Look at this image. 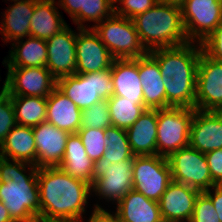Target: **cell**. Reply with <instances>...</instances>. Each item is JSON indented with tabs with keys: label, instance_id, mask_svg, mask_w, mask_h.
<instances>
[{
	"label": "cell",
	"instance_id": "cell-37",
	"mask_svg": "<svg viewBox=\"0 0 222 222\" xmlns=\"http://www.w3.org/2000/svg\"><path fill=\"white\" fill-rule=\"evenodd\" d=\"M114 13L129 19H133L137 15L144 13L152 8L157 0H114ZM119 4L120 7L118 6Z\"/></svg>",
	"mask_w": 222,
	"mask_h": 222
},
{
	"label": "cell",
	"instance_id": "cell-35",
	"mask_svg": "<svg viewBox=\"0 0 222 222\" xmlns=\"http://www.w3.org/2000/svg\"><path fill=\"white\" fill-rule=\"evenodd\" d=\"M77 133L81 137L88 157L93 162L102 158L107 148L104 143L105 129L80 128Z\"/></svg>",
	"mask_w": 222,
	"mask_h": 222
},
{
	"label": "cell",
	"instance_id": "cell-9",
	"mask_svg": "<svg viewBox=\"0 0 222 222\" xmlns=\"http://www.w3.org/2000/svg\"><path fill=\"white\" fill-rule=\"evenodd\" d=\"M133 173V189L157 202L172 181L167 158L157 154L134 156Z\"/></svg>",
	"mask_w": 222,
	"mask_h": 222
},
{
	"label": "cell",
	"instance_id": "cell-1",
	"mask_svg": "<svg viewBox=\"0 0 222 222\" xmlns=\"http://www.w3.org/2000/svg\"><path fill=\"white\" fill-rule=\"evenodd\" d=\"M40 222H82L91 184L60 167L38 168ZM86 205V207H85Z\"/></svg>",
	"mask_w": 222,
	"mask_h": 222
},
{
	"label": "cell",
	"instance_id": "cell-5",
	"mask_svg": "<svg viewBox=\"0 0 222 222\" xmlns=\"http://www.w3.org/2000/svg\"><path fill=\"white\" fill-rule=\"evenodd\" d=\"M57 88L81 110L114 95L111 69L59 78Z\"/></svg>",
	"mask_w": 222,
	"mask_h": 222
},
{
	"label": "cell",
	"instance_id": "cell-6",
	"mask_svg": "<svg viewBox=\"0 0 222 222\" xmlns=\"http://www.w3.org/2000/svg\"><path fill=\"white\" fill-rule=\"evenodd\" d=\"M133 163L134 156L118 163L104 162L103 158L94 161L92 193L116 205L133 189Z\"/></svg>",
	"mask_w": 222,
	"mask_h": 222
},
{
	"label": "cell",
	"instance_id": "cell-47",
	"mask_svg": "<svg viewBox=\"0 0 222 222\" xmlns=\"http://www.w3.org/2000/svg\"><path fill=\"white\" fill-rule=\"evenodd\" d=\"M0 79H1V78H0ZM3 90H4V86H2L1 91H0V94L3 92Z\"/></svg>",
	"mask_w": 222,
	"mask_h": 222
},
{
	"label": "cell",
	"instance_id": "cell-8",
	"mask_svg": "<svg viewBox=\"0 0 222 222\" xmlns=\"http://www.w3.org/2000/svg\"><path fill=\"white\" fill-rule=\"evenodd\" d=\"M167 160L172 181L188 185L200 192L215 186L205 154L195 148L188 145L171 154Z\"/></svg>",
	"mask_w": 222,
	"mask_h": 222
},
{
	"label": "cell",
	"instance_id": "cell-28",
	"mask_svg": "<svg viewBox=\"0 0 222 222\" xmlns=\"http://www.w3.org/2000/svg\"><path fill=\"white\" fill-rule=\"evenodd\" d=\"M94 162L88 157L78 133L69 134L60 168L72 177L92 184Z\"/></svg>",
	"mask_w": 222,
	"mask_h": 222
},
{
	"label": "cell",
	"instance_id": "cell-11",
	"mask_svg": "<svg viewBox=\"0 0 222 222\" xmlns=\"http://www.w3.org/2000/svg\"><path fill=\"white\" fill-rule=\"evenodd\" d=\"M3 82L10 96L48 98L57 87V79L46 67H7Z\"/></svg>",
	"mask_w": 222,
	"mask_h": 222
},
{
	"label": "cell",
	"instance_id": "cell-19",
	"mask_svg": "<svg viewBox=\"0 0 222 222\" xmlns=\"http://www.w3.org/2000/svg\"><path fill=\"white\" fill-rule=\"evenodd\" d=\"M138 74L143 89V102L147 109L166 108L164 77L158 63L146 54L138 58Z\"/></svg>",
	"mask_w": 222,
	"mask_h": 222
},
{
	"label": "cell",
	"instance_id": "cell-22",
	"mask_svg": "<svg viewBox=\"0 0 222 222\" xmlns=\"http://www.w3.org/2000/svg\"><path fill=\"white\" fill-rule=\"evenodd\" d=\"M121 222H162L157 201L148 199L144 194L130 190L116 204L114 212Z\"/></svg>",
	"mask_w": 222,
	"mask_h": 222
},
{
	"label": "cell",
	"instance_id": "cell-43",
	"mask_svg": "<svg viewBox=\"0 0 222 222\" xmlns=\"http://www.w3.org/2000/svg\"><path fill=\"white\" fill-rule=\"evenodd\" d=\"M204 193L211 199L213 206L218 214L220 222H222V186L215 185Z\"/></svg>",
	"mask_w": 222,
	"mask_h": 222
},
{
	"label": "cell",
	"instance_id": "cell-38",
	"mask_svg": "<svg viewBox=\"0 0 222 222\" xmlns=\"http://www.w3.org/2000/svg\"><path fill=\"white\" fill-rule=\"evenodd\" d=\"M211 199L201 192L195 203L193 216L189 222H220Z\"/></svg>",
	"mask_w": 222,
	"mask_h": 222
},
{
	"label": "cell",
	"instance_id": "cell-13",
	"mask_svg": "<svg viewBox=\"0 0 222 222\" xmlns=\"http://www.w3.org/2000/svg\"><path fill=\"white\" fill-rule=\"evenodd\" d=\"M195 109L222 110V62L201 51L197 68Z\"/></svg>",
	"mask_w": 222,
	"mask_h": 222
},
{
	"label": "cell",
	"instance_id": "cell-24",
	"mask_svg": "<svg viewBox=\"0 0 222 222\" xmlns=\"http://www.w3.org/2000/svg\"><path fill=\"white\" fill-rule=\"evenodd\" d=\"M46 121L70 134L77 133L81 128V109L56 87L47 98Z\"/></svg>",
	"mask_w": 222,
	"mask_h": 222
},
{
	"label": "cell",
	"instance_id": "cell-45",
	"mask_svg": "<svg viewBox=\"0 0 222 222\" xmlns=\"http://www.w3.org/2000/svg\"><path fill=\"white\" fill-rule=\"evenodd\" d=\"M157 2L165 4V5H172V6L181 8L185 0H157Z\"/></svg>",
	"mask_w": 222,
	"mask_h": 222
},
{
	"label": "cell",
	"instance_id": "cell-12",
	"mask_svg": "<svg viewBox=\"0 0 222 222\" xmlns=\"http://www.w3.org/2000/svg\"><path fill=\"white\" fill-rule=\"evenodd\" d=\"M202 51L201 43L157 48L149 51V55L158 63L163 77L197 78V68Z\"/></svg>",
	"mask_w": 222,
	"mask_h": 222
},
{
	"label": "cell",
	"instance_id": "cell-40",
	"mask_svg": "<svg viewBox=\"0 0 222 222\" xmlns=\"http://www.w3.org/2000/svg\"><path fill=\"white\" fill-rule=\"evenodd\" d=\"M209 172L215 185L222 184V148L205 154Z\"/></svg>",
	"mask_w": 222,
	"mask_h": 222
},
{
	"label": "cell",
	"instance_id": "cell-15",
	"mask_svg": "<svg viewBox=\"0 0 222 222\" xmlns=\"http://www.w3.org/2000/svg\"><path fill=\"white\" fill-rule=\"evenodd\" d=\"M69 25L46 40V68L56 79L76 73L77 32Z\"/></svg>",
	"mask_w": 222,
	"mask_h": 222
},
{
	"label": "cell",
	"instance_id": "cell-42",
	"mask_svg": "<svg viewBox=\"0 0 222 222\" xmlns=\"http://www.w3.org/2000/svg\"><path fill=\"white\" fill-rule=\"evenodd\" d=\"M94 210H92L90 218H88V222H121L118 218V216L111 211L105 210L102 206L97 204H94Z\"/></svg>",
	"mask_w": 222,
	"mask_h": 222
},
{
	"label": "cell",
	"instance_id": "cell-2",
	"mask_svg": "<svg viewBox=\"0 0 222 222\" xmlns=\"http://www.w3.org/2000/svg\"><path fill=\"white\" fill-rule=\"evenodd\" d=\"M37 172L33 164L0 156V201L14 222H40Z\"/></svg>",
	"mask_w": 222,
	"mask_h": 222
},
{
	"label": "cell",
	"instance_id": "cell-21",
	"mask_svg": "<svg viewBox=\"0 0 222 222\" xmlns=\"http://www.w3.org/2000/svg\"><path fill=\"white\" fill-rule=\"evenodd\" d=\"M110 69L114 82L113 96H121L144 106L138 58L114 59Z\"/></svg>",
	"mask_w": 222,
	"mask_h": 222
},
{
	"label": "cell",
	"instance_id": "cell-27",
	"mask_svg": "<svg viewBox=\"0 0 222 222\" xmlns=\"http://www.w3.org/2000/svg\"><path fill=\"white\" fill-rule=\"evenodd\" d=\"M56 3V4H55ZM55 0H38L30 19V36L47 40L67 26Z\"/></svg>",
	"mask_w": 222,
	"mask_h": 222
},
{
	"label": "cell",
	"instance_id": "cell-44",
	"mask_svg": "<svg viewBox=\"0 0 222 222\" xmlns=\"http://www.w3.org/2000/svg\"><path fill=\"white\" fill-rule=\"evenodd\" d=\"M0 222H14L8 212V209L0 201Z\"/></svg>",
	"mask_w": 222,
	"mask_h": 222
},
{
	"label": "cell",
	"instance_id": "cell-25",
	"mask_svg": "<svg viewBox=\"0 0 222 222\" xmlns=\"http://www.w3.org/2000/svg\"><path fill=\"white\" fill-rule=\"evenodd\" d=\"M33 127L16 124L0 145V156L37 167Z\"/></svg>",
	"mask_w": 222,
	"mask_h": 222
},
{
	"label": "cell",
	"instance_id": "cell-39",
	"mask_svg": "<svg viewBox=\"0 0 222 222\" xmlns=\"http://www.w3.org/2000/svg\"><path fill=\"white\" fill-rule=\"evenodd\" d=\"M201 47L208 57L222 62V23L201 42Z\"/></svg>",
	"mask_w": 222,
	"mask_h": 222
},
{
	"label": "cell",
	"instance_id": "cell-18",
	"mask_svg": "<svg viewBox=\"0 0 222 222\" xmlns=\"http://www.w3.org/2000/svg\"><path fill=\"white\" fill-rule=\"evenodd\" d=\"M200 193L188 185L171 181L158 201L162 219L189 222Z\"/></svg>",
	"mask_w": 222,
	"mask_h": 222
},
{
	"label": "cell",
	"instance_id": "cell-23",
	"mask_svg": "<svg viewBox=\"0 0 222 222\" xmlns=\"http://www.w3.org/2000/svg\"><path fill=\"white\" fill-rule=\"evenodd\" d=\"M126 132L134 156L157 154V109H146Z\"/></svg>",
	"mask_w": 222,
	"mask_h": 222
},
{
	"label": "cell",
	"instance_id": "cell-34",
	"mask_svg": "<svg viewBox=\"0 0 222 222\" xmlns=\"http://www.w3.org/2000/svg\"><path fill=\"white\" fill-rule=\"evenodd\" d=\"M114 0H85L84 9H81V28H93L105 18L114 13ZM85 22H94L95 25L84 26Z\"/></svg>",
	"mask_w": 222,
	"mask_h": 222
},
{
	"label": "cell",
	"instance_id": "cell-7",
	"mask_svg": "<svg viewBox=\"0 0 222 222\" xmlns=\"http://www.w3.org/2000/svg\"><path fill=\"white\" fill-rule=\"evenodd\" d=\"M195 108L157 109V155L168 158L189 145L190 126Z\"/></svg>",
	"mask_w": 222,
	"mask_h": 222
},
{
	"label": "cell",
	"instance_id": "cell-46",
	"mask_svg": "<svg viewBox=\"0 0 222 222\" xmlns=\"http://www.w3.org/2000/svg\"><path fill=\"white\" fill-rule=\"evenodd\" d=\"M162 222H182V221H167V220H163Z\"/></svg>",
	"mask_w": 222,
	"mask_h": 222
},
{
	"label": "cell",
	"instance_id": "cell-3",
	"mask_svg": "<svg viewBox=\"0 0 222 222\" xmlns=\"http://www.w3.org/2000/svg\"><path fill=\"white\" fill-rule=\"evenodd\" d=\"M132 20L148 52L157 48L176 47L189 43L179 7L157 2L152 8Z\"/></svg>",
	"mask_w": 222,
	"mask_h": 222
},
{
	"label": "cell",
	"instance_id": "cell-14",
	"mask_svg": "<svg viewBox=\"0 0 222 222\" xmlns=\"http://www.w3.org/2000/svg\"><path fill=\"white\" fill-rule=\"evenodd\" d=\"M76 40V74L110 69L114 58L93 28H78Z\"/></svg>",
	"mask_w": 222,
	"mask_h": 222
},
{
	"label": "cell",
	"instance_id": "cell-30",
	"mask_svg": "<svg viewBox=\"0 0 222 222\" xmlns=\"http://www.w3.org/2000/svg\"><path fill=\"white\" fill-rule=\"evenodd\" d=\"M197 78L164 77L166 108H195Z\"/></svg>",
	"mask_w": 222,
	"mask_h": 222
},
{
	"label": "cell",
	"instance_id": "cell-17",
	"mask_svg": "<svg viewBox=\"0 0 222 222\" xmlns=\"http://www.w3.org/2000/svg\"><path fill=\"white\" fill-rule=\"evenodd\" d=\"M189 146L206 154L222 148V112L195 109Z\"/></svg>",
	"mask_w": 222,
	"mask_h": 222
},
{
	"label": "cell",
	"instance_id": "cell-33",
	"mask_svg": "<svg viewBox=\"0 0 222 222\" xmlns=\"http://www.w3.org/2000/svg\"><path fill=\"white\" fill-rule=\"evenodd\" d=\"M110 126H113V124L107 99L81 110V128L106 129Z\"/></svg>",
	"mask_w": 222,
	"mask_h": 222
},
{
	"label": "cell",
	"instance_id": "cell-4",
	"mask_svg": "<svg viewBox=\"0 0 222 222\" xmlns=\"http://www.w3.org/2000/svg\"><path fill=\"white\" fill-rule=\"evenodd\" d=\"M93 29L114 59H136L149 53L132 19L113 13Z\"/></svg>",
	"mask_w": 222,
	"mask_h": 222
},
{
	"label": "cell",
	"instance_id": "cell-26",
	"mask_svg": "<svg viewBox=\"0 0 222 222\" xmlns=\"http://www.w3.org/2000/svg\"><path fill=\"white\" fill-rule=\"evenodd\" d=\"M25 40L23 38L11 43L9 56L2 64L5 67H46V41L33 36H28Z\"/></svg>",
	"mask_w": 222,
	"mask_h": 222
},
{
	"label": "cell",
	"instance_id": "cell-31",
	"mask_svg": "<svg viewBox=\"0 0 222 222\" xmlns=\"http://www.w3.org/2000/svg\"><path fill=\"white\" fill-rule=\"evenodd\" d=\"M107 101L113 126L124 130L130 128L147 109L121 96H111Z\"/></svg>",
	"mask_w": 222,
	"mask_h": 222
},
{
	"label": "cell",
	"instance_id": "cell-41",
	"mask_svg": "<svg viewBox=\"0 0 222 222\" xmlns=\"http://www.w3.org/2000/svg\"><path fill=\"white\" fill-rule=\"evenodd\" d=\"M85 0H59L58 7L69 14L74 24L81 28V9H84Z\"/></svg>",
	"mask_w": 222,
	"mask_h": 222
},
{
	"label": "cell",
	"instance_id": "cell-36",
	"mask_svg": "<svg viewBox=\"0 0 222 222\" xmlns=\"http://www.w3.org/2000/svg\"><path fill=\"white\" fill-rule=\"evenodd\" d=\"M16 124L11 96L3 90L0 94V145Z\"/></svg>",
	"mask_w": 222,
	"mask_h": 222
},
{
	"label": "cell",
	"instance_id": "cell-20",
	"mask_svg": "<svg viewBox=\"0 0 222 222\" xmlns=\"http://www.w3.org/2000/svg\"><path fill=\"white\" fill-rule=\"evenodd\" d=\"M14 2L4 11L0 33L4 43L14 42L30 36V19L38 0H8Z\"/></svg>",
	"mask_w": 222,
	"mask_h": 222
},
{
	"label": "cell",
	"instance_id": "cell-32",
	"mask_svg": "<svg viewBox=\"0 0 222 222\" xmlns=\"http://www.w3.org/2000/svg\"><path fill=\"white\" fill-rule=\"evenodd\" d=\"M105 153L102 155L104 162L118 163L131 159L134 154L131 151L126 130L110 126L105 129Z\"/></svg>",
	"mask_w": 222,
	"mask_h": 222
},
{
	"label": "cell",
	"instance_id": "cell-29",
	"mask_svg": "<svg viewBox=\"0 0 222 222\" xmlns=\"http://www.w3.org/2000/svg\"><path fill=\"white\" fill-rule=\"evenodd\" d=\"M18 125L35 127L46 121L47 98L11 96Z\"/></svg>",
	"mask_w": 222,
	"mask_h": 222
},
{
	"label": "cell",
	"instance_id": "cell-10",
	"mask_svg": "<svg viewBox=\"0 0 222 222\" xmlns=\"http://www.w3.org/2000/svg\"><path fill=\"white\" fill-rule=\"evenodd\" d=\"M181 14L189 42L201 43L222 23V2L185 0Z\"/></svg>",
	"mask_w": 222,
	"mask_h": 222
},
{
	"label": "cell",
	"instance_id": "cell-16",
	"mask_svg": "<svg viewBox=\"0 0 222 222\" xmlns=\"http://www.w3.org/2000/svg\"><path fill=\"white\" fill-rule=\"evenodd\" d=\"M37 168L59 167L69 132L45 121L33 127Z\"/></svg>",
	"mask_w": 222,
	"mask_h": 222
}]
</instances>
